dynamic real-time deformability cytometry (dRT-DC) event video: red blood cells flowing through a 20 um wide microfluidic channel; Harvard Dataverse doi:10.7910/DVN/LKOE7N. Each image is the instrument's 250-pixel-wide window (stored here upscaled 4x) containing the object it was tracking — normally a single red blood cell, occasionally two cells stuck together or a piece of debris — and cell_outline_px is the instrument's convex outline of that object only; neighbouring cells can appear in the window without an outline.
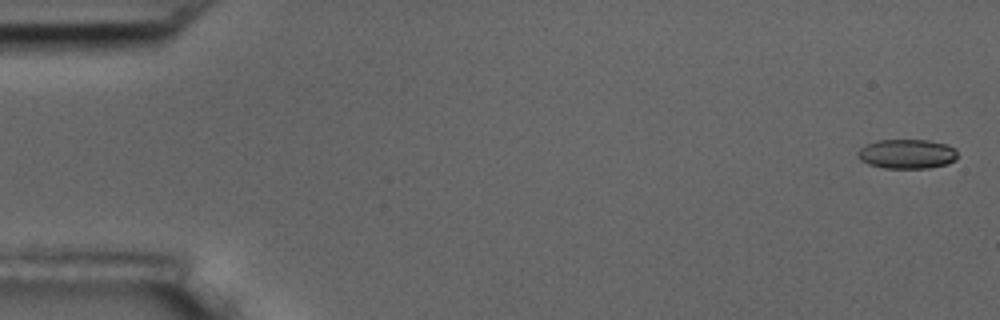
{"species": "common noctule bat (a hibernating species)", "species_latin": "Nyctalus noctula", "temperature_condition": "room temperature", "stored_images_in_passage": 7, "camera_frame_rate_fps": 3000, "um_per_image_px": 0.085, "animal": {"sex": "male", "body_mass_g": 17.5, "forearm_length_mm": 52.3}, "frame": {"image": 1, "passage_image": 1, "time_ms": 0.0, "image_size_px": [1000, 320], "cell_outline_px": [[956, 160], [948, 164], [928, 168], [884, 168], [868, 164], [860, 160], [856, 156], [856, 152], [860, 148], [876, 140], [928, 140], [948, 144], [956, 148]], "centroid_in_image_um": [77.09, 13.08], "position_along_channel_um": 7.9, "area_um2": 17.34}}
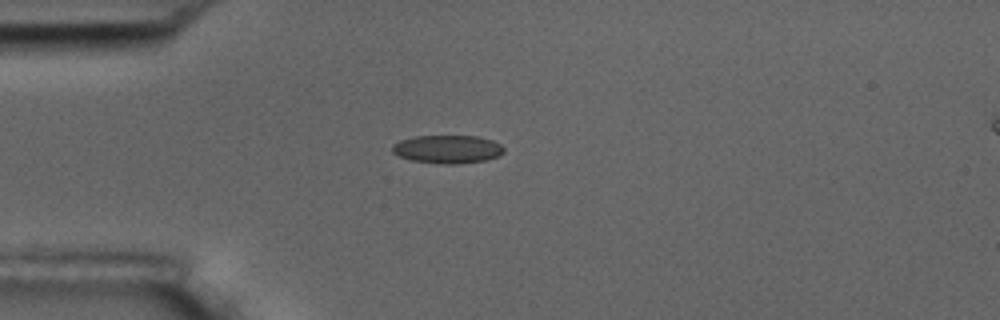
{"frame": {"image": 2, "passage_image": 5, "time_ms": 4.667, "image_size_px": [1000, 320], "cell_outline_px": [[504, 152], [500, 156], [488, 160], [456, 164], [444, 164], [412, 160], [400, 156], [392, 152], [392, 144], [400, 140], [416, 136], [476, 136], [492, 140], [500, 144], [504, 148]], "centroid_in_image_um": [38.07, 12.68], "position_along_channel_um": 46.9, "area_um2": 18.38}}
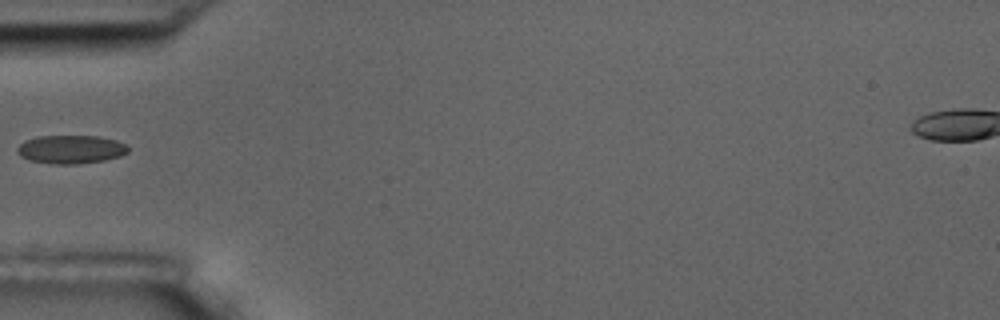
{"frame": {"image": 3, "passage_image": 6, "time_ms": 6.0, "image_size_px": [1000, 320], "cell_outline_px": [[128, 152], [120, 156], [104, 160], [76, 164], [52, 164], [28, 160], [20, 156], [16, 152], [16, 148], [24, 140], [40, 136], [100, 136], [116, 140], [128, 144]], "centroid_in_image_um": [6.01, 12.69], "position_along_channel_um": 79.0, "area_um2": 18.55}}